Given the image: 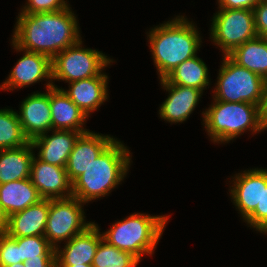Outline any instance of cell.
Listing matches in <instances>:
<instances>
[{
    "label": "cell",
    "instance_id": "obj_1",
    "mask_svg": "<svg viewBox=\"0 0 267 267\" xmlns=\"http://www.w3.org/2000/svg\"><path fill=\"white\" fill-rule=\"evenodd\" d=\"M16 19L12 42L22 50L44 54L51 59L82 39L78 20L70 6L55 12L19 13Z\"/></svg>",
    "mask_w": 267,
    "mask_h": 267
},
{
    "label": "cell",
    "instance_id": "obj_2",
    "mask_svg": "<svg viewBox=\"0 0 267 267\" xmlns=\"http://www.w3.org/2000/svg\"><path fill=\"white\" fill-rule=\"evenodd\" d=\"M192 22L178 15L149 30L147 40L159 79H164L179 64L197 55L202 38Z\"/></svg>",
    "mask_w": 267,
    "mask_h": 267
},
{
    "label": "cell",
    "instance_id": "obj_3",
    "mask_svg": "<svg viewBox=\"0 0 267 267\" xmlns=\"http://www.w3.org/2000/svg\"><path fill=\"white\" fill-rule=\"evenodd\" d=\"M130 154L129 148L115 139L72 183V196L84 204L108 196L126 177Z\"/></svg>",
    "mask_w": 267,
    "mask_h": 267
},
{
    "label": "cell",
    "instance_id": "obj_4",
    "mask_svg": "<svg viewBox=\"0 0 267 267\" xmlns=\"http://www.w3.org/2000/svg\"><path fill=\"white\" fill-rule=\"evenodd\" d=\"M168 215L133 213L116 221L102 237L119 250L127 251L141 261L142 256L152 255L165 230Z\"/></svg>",
    "mask_w": 267,
    "mask_h": 267
},
{
    "label": "cell",
    "instance_id": "obj_5",
    "mask_svg": "<svg viewBox=\"0 0 267 267\" xmlns=\"http://www.w3.org/2000/svg\"><path fill=\"white\" fill-rule=\"evenodd\" d=\"M213 101L202 112L203 125L213 143H229L247 130L253 135L266 130L260 121L259 105Z\"/></svg>",
    "mask_w": 267,
    "mask_h": 267
},
{
    "label": "cell",
    "instance_id": "obj_6",
    "mask_svg": "<svg viewBox=\"0 0 267 267\" xmlns=\"http://www.w3.org/2000/svg\"><path fill=\"white\" fill-rule=\"evenodd\" d=\"M213 99L217 101L259 105L264 79L244 67L237 65L228 56H223Z\"/></svg>",
    "mask_w": 267,
    "mask_h": 267
},
{
    "label": "cell",
    "instance_id": "obj_7",
    "mask_svg": "<svg viewBox=\"0 0 267 267\" xmlns=\"http://www.w3.org/2000/svg\"><path fill=\"white\" fill-rule=\"evenodd\" d=\"M82 39L52 59V80L68 83L100 75L105 67L114 63L103 52L82 47Z\"/></svg>",
    "mask_w": 267,
    "mask_h": 267
},
{
    "label": "cell",
    "instance_id": "obj_8",
    "mask_svg": "<svg viewBox=\"0 0 267 267\" xmlns=\"http://www.w3.org/2000/svg\"><path fill=\"white\" fill-rule=\"evenodd\" d=\"M218 9L211 20L210 39L220 47L224 56L258 36L253 10Z\"/></svg>",
    "mask_w": 267,
    "mask_h": 267
},
{
    "label": "cell",
    "instance_id": "obj_9",
    "mask_svg": "<svg viewBox=\"0 0 267 267\" xmlns=\"http://www.w3.org/2000/svg\"><path fill=\"white\" fill-rule=\"evenodd\" d=\"M84 203L75 197L49 199V211L44 236L53 248L62 241L83 233L94 222L85 219ZM67 240V241H66Z\"/></svg>",
    "mask_w": 267,
    "mask_h": 267
},
{
    "label": "cell",
    "instance_id": "obj_10",
    "mask_svg": "<svg viewBox=\"0 0 267 267\" xmlns=\"http://www.w3.org/2000/svg\"><path fill=\"white\" fill-rule=\"evenodd\" d=\"M13 48L18 52L23 51V56L18 59L7 79L0 85V90H15L27 87L39 81L45 80L46 89L53 87L52 59L40 53L22 50L11 42Z\"/></svg>",
    "mask_w": 267,
    "mask_h": 267
},
{
    "label": "cell",
    "instance_id": "obj_11",
    "mask_svg": "<svg viewBox=\"0 0 267 267\" xmlns=\"http://www.w3.org/2000/svg\"><path fill=\"white\" fill-rule=\"evenodd\" d=\"M19 110L17 114L21 128L29 142L51 132L50 88L46 89V93L36 91L26 97L21 102Z\"/></svg>",
    "mask_w": 267,
    "mask_h": 267
},
{
    "label": "cell",
    "instance_id": "obj_12",
    "mask_svg": "<svg viewBox=\"0 0 267 267\" xmlns=\"http://www.w3.org/2000/svg\"><path fill=\"white\" fill-rule=\"evenodd\" d=\"M30 180L43 199H65L72 197V183L65 167L39 160L34 155L31 163Z\"/></svg>",
    "mask_w": 267,
    "mask_h": 267
},
{
    "label": "cell",
    "instance_id": "obj_13",
    "mask_svg": "<svg viewBox=\"0 0 267 267\" xmlns=\"http://www.w3.org/2000/svg\"><path fill=\"white\" fill-rule=\"evenodd\" d=\"M160 85L169 95L159 107V116L170 124L186 121L204 92L194 87L170 84L165 78L160 79Z\"/></svg>",
    "mask_w": 267,
    "mask_h": 267
},
{
    "label": "cell",
    "instance_id": "obj_14",
    "mask_svg": "<svg viewBox=\"0 0 267 267\" xmlns=\"http://www.w3.org/2000/svg\"><path fill=\"white\" fill-rule=\"evenodd\" d=\"M116 138L109 135L89 131L81 134L76 140L66 165L68 178L73 183L88 166L96 159Z\"/></svg>",
    "mask_w": 267,
    "mask_h": 267
},
{
    "label": "cell",
    "instance_id": "obj_15",
    "mask_svg": "<svg viewBox=\"0 0 267 267\" xmlns=\"http://www.w3.org/2000/svg\"><path fill=\"white\" fill-rule=\"evenodd\" d=\"M229 189L231 201L245 220L261 202L262 168L248 169L236 173Z\"/></svg>",
    "mask_w": 267,
    "mask_h": 267
},
{
    "label": "cell",
    "instance_id": "obj_16",
    "mask_svg": "<svg viewBox=\"0 0 267 267\" xmlns=\"http://www.w3.org/2000/svg\"><path fill=\"white\" fill-rule=\"evenodd\" d=\"M102 233L98 224L93 223L83 233L72 237L61 249H55L56 265L92 264Z\"/></svg>",
    "mask_w": 267,
    "mask_h": 267
},
{
    "label": "cell",
    "instance_id": "obj_17",
    "mask_svg": "<svg viewBox=\"0 0 267 267\" xmlns=\"http://www.w3.org/2000/svg\"><path fill=\"white\" fill-rule=\"evenodd\" d=\"M52 135L43 134L31 141L33 148L39 150L37 158L45 163L66 167L74 144L82 132L70 130H51Z\"/></svg>",
    "mask_w": 267,
    "mask_h": 267
},
{
    "label": "cell",
    "instance_id": "obj_18",
    "mask_svg": "<svg viewBox=\"0 0 267 267\" xmlns=\"http://www.w3.org/2000/svg\"><path fill=\"white\" fill-rule=\"evenodd\" d=\"M108 75L102 72L100 75L69 83V89L62 91L78 106L88 117L96 111L105 101L108 95Z\"/></svg>",
    "mask_w": 267,
    "mask_h": 267
},
{
    "label": "cell",
    "instance_id": "obj_19",
    "mask_svg": "<svg viewBox=\"0 0 267 267\" xmlns=\"http://www.w3.org/2000/svg\"><path fill=\"white\" fill-rule=\"evenodd\" d=\"M50 108L52 129L82 133L90 131L83 126L89 117L55 84L50 88Z\"/></svg>",
    "mask_w": 267,
    "mask_h": 267
},
{
    "label": "cell",
    "instance_id": "obj_20",
    "mask_svg": "<svg viewBox=\"0 0 267 267\" xmlns=\"http://www.w3.org/2000/svg\"><path fill=\"white\" fill-rule=\"evenodd\" d=\"M48 211L49 199H42L39 203L10 215L6 233L10 237L44 235Z\"/></svg>",
    "mask_w": 267,
    "mask_h": 267
},
{
    "label": "cell",
    "instance_id": "obj_21",
    "mask_svg": "<svg viewBox=\"0 0 267 267\" xmlns=\"http://www.w3.org/2000/svg\"><path fill=\"white\" fill-rule=\"evenodd\" d=\"M42 199L30 178L0 184V205L7 217Z\"/></svg>",
    "mask_w": 267,
    "mask_h": 267
},
{
    "label": "cell",
    "instance_id": "obj_22",
    "mask_svg": "<svg viewBox=\"0 0 267 267\" xmlns=\"http://www.w3.org/2000/svg\"><path fill=\"white\" fill-rule=\"evenodd\" d=\"M34 150L31 142L18 148L0 150V184L30 178Z\"/></svg>",
    "mask_w": 267,
    "mask_h": 267
},
{
    "label": "cell",
    "instance_id": "obj_23",
    "mask_svg": "<svg viewBox=\"0 0 267 267\" xmlns=\"http://www.w3.org/2000/svg\"><path fill=\"white\" fill-rule=\"evenodd\" d=\"M227 56L237 65L267 79V38L257 36L248 40Z\"/></svg>",
    "mask_w": 267,
    "mask_h": 267
},
{
    "label": "cell",
    "instance_id": "obj_24",
    "mask_svg": "<svg viewBox=\"0 0 267 267\" xmlns=\"http://www.w3.org/2000/svg\"><path fill=\"white\" fill-rule=\"evenodd\" d=\"M208 67L197 55L179 64L165 79L170 84L194 87L201 91L210 85Z\"/></svg>",
    "mask_w": 267,
    "mask_h": 267
},
{
    "label": "cell",
    "instance_id": "obj_25",
    "mask_svg": "<svg viewBox=\"0 0 267 267\" xmlns=\"http://www.w3.org/2000/svg\"><path fill=\"white\" fill-rule=\"evenodd\" d=\"M28 143L17 112L12 108L0 109V150L18 148Z\"/></svg>",
    "mask_w": 267,
    "mask_h": 267
},
{
    "label": "cell",
    "instance_id": "obj_26",
    "mask_svg": "<svg viewBox=\"0 0 267 267\" xmlns=\"http://www.w3.org/2000/svg\"><path fill=\"white\" fill-rule=\"evenodd\" d=\"M140 262L131 253L119 250L102 238L93 258L92 265L94 267H136Z\"/></svg>",
    "mask_w": 267,
    "mask_h": 267
},
{
    "label": "cell",
    "instance_id": "obj_27",
    "mask_svg": "<svg viewBox=\"0 0 267 267\" xmlns=\"http://www.w3.org/2000/svg\"><path fill=\"white\" fill-rule=\"evenodd\" d=\"M12 238L20 245L22 263L38 256H56L55 248L49 244L44 235Z\"/></svg>",
    "mask_w": 267,
    "mask_h": 267
},
{
    "label": "cell",
    "instance_id": "obj_28",
    "mask_svg": "<svg viewBox=\"0 0 267 267\" xmlns=\"http://www.w3.org/2000/svg\"><path fill=\"white\" fill-rule=\"evenodd\" d=\"M249 227L257 232L267 234V169L262 168V196L260 204L244 220Z\"/></svg>",
    "mask_w": 267,
    "mask_h": 267
},
{
    "label": "cell",
    "instance_id": "obj_29",
    "mask_svg": "<svg viewBox=\"0 0 267 267\" xmlns=\"http://www.w3.org/2000/svg\"><path fill=\"white\" fill-rule=\"evenodd\" d=\"M22 262L20 245L6 232L0 233V267Z\"/></svg>",
    "mask_w": 267,
    "mask_h": 267
},
{
    "label": "cell",
    "instance_id": "obj_30",
    "mask_svg": "<svg viewBox=\"0 0 267 267\" xmlns=\"http://www.w3.org/2000/svg\"><path fill=\"white\" fill-rule=\"evenodd\" d=\"M20 13L36 14L61 11L69 6L65 0H27Z\"/></svg>",
    "mask_w": 267,
    "mask_h": 267
},
{
    "label": "cell",
    "instance_id": "obj_31",
    "mask_svg": "<svg viewBox=\"0 0 267 267\" xmlns=\"http://www.w3.org/2000/svg\"><path fill=\"white\" fill-rule=\"evenodd\" d=\"M257 35L267 38V0L259 1L253 9Z\"/></svg>",
    "mask_w": 267,
    "mask_h": 267
},
{
    "label": "cell",
    "instance_id": "obj_32",
    "mask_svg": "<svg viewBox=\"0 0 267 267\" xmlns=\"http://www.w3.org/2000/svg\"><path fill=\"white\" fill-rule=\"evenodd\" d=\"M261 0H217L218 8L222 9H251Z\"/></svg>",
    "mask_w": 267,
    "mask_h": 267
},
{
    "label": "cell",
    "instance_id": "obj_33",
    "mask_svg": "<svg viewBox=\"0 0 267 267\" xmlns=\"http://www.w3.org/2000/svg\"><path fill=\"white\" fill-rule=\"evenodd\" d=\"M27 267H56V256H38L24 263Z\"/></svg>",
    "mask_w": 267,
    "mask_h": 267
},
{
    "label": "cell",
    "instance_id": "obj_34",
    "mask_svg": "<svg viewBox=\"0 0 267 267\" xmlns=\"http://www.w3.org/2000/svg\"><path fill=\"white\" fill-rule=\"evenodd\" d=\"M259 116L262 125L267 129V79L264 80L262 98L259 104Z\"/></svg>",
    "mask_w": 267,
    "mask_h": 267
},
{
    "label": "cell",
    "instance_id": "obj_35",
    "mask_svg": "<svg viewBox=\"0 0 267 267\" xmlns=\"http://www.w3.org/2000/svg\"><path fill=\"white\" fill-rule=\"evenodd\" d=\"M8 226V217L0 205V233H5Z\"/></svg>",
    "mask_w": 267,
    "mask_h": 267
},
{
    "label": "cell",
    "instance_id": "obj_36",
    "mask_svg": "<svg viewBox=\"0 0 267 267\" xmlns=\"http://www.w3.org/2000/svg\"><path fill=\"white\" fill-rule=\"evenodd\" d=\"M56 267H94L92 264H81V265H56Z\"/></svg>",
    "mask_w": 267,
    "mask_h": 267
},
{
    "label": "cell",
    "instance_id": "obj_37",
    "mask_svg": "<svg viewBox=\"0 0 267 267\" xmlns=\"http://www.w3.org/2000/svg\"><path fill=\"white\" fill-rule=\"evenodd\" d=\"M4 267H27V266H25L24 263L20 262V263H15V264L4 266Z\"/></svg>",
    "mask_w": 267,
    "mask_h": 267
}]
</instances>
